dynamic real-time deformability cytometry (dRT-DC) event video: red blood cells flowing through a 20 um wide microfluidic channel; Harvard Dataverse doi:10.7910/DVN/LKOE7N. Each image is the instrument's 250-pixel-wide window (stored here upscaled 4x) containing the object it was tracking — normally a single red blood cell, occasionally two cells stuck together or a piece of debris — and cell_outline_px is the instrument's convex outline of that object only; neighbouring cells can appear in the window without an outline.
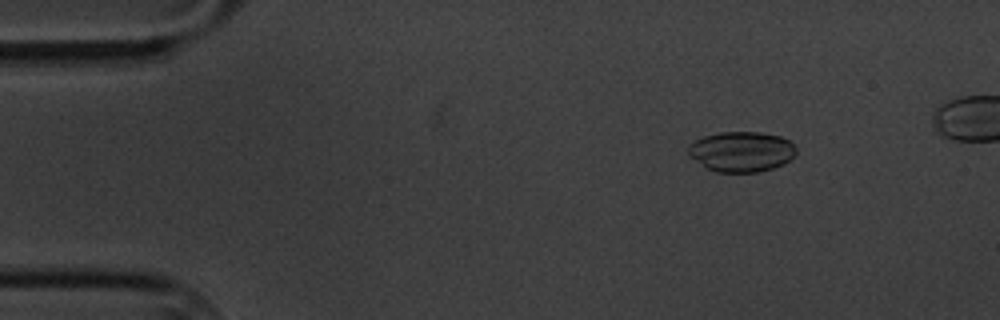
{"species": "common noctule bat (a hibernating species)", "species_latin": "Nyctalus noctula", "temperature_condition": "cold", "stored_images_in_passage": 55, "camera_frame_rate_fps": 3000, "um_per_image_px": 0.085, "animal": {"sex": "male", "body_mass_g": 20.1, "forearm_length_mm": 53.5}, "frame": {"image": 1, "passage_image": 8, "time_ms": 2.333, "image_size_px": [1000, 320], "cell_outline_px": [[796, 152], [784, 164], [760, 172], [716, 172], [708, 168], [692, 156], [688, 152], [688, 144], [704, 136], [720, 132], [760, 132], [780, 136], [788, 140], [796, 148]], "centroid_in_image_um": [63.04, 12.88], "position_along_channel_um": 22.0, "area_um2": 25.03}}
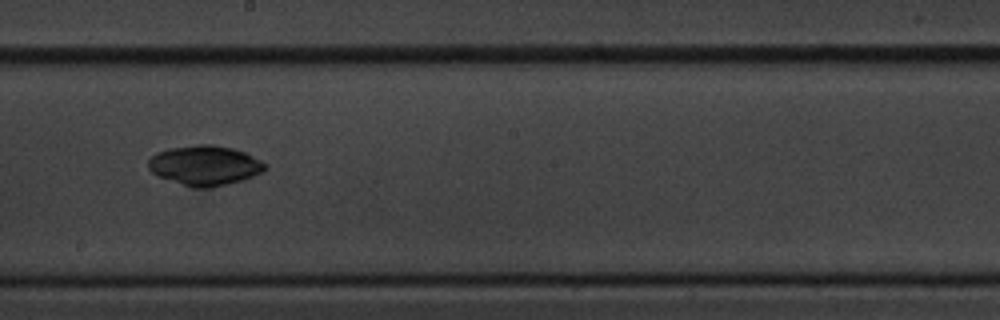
{"frame": {"image": 2, "passage_image": 33, "time_ms": 10.667, "image_size_px": [1000, 320], "cell_outline_px": [[268, 168], [264, 172], [244, 180], [212, 188], [192, 188], [156, 176], [148, 168], [148, 160], [156, 152], [168, 148], [200, 144], [212, 144], [232, 148], [244, 152], [268, 164]], "centroid_in_image_um": [17.42, 14.07], "position_along_channel_um": 230.8, "area_um2": 27.57}}
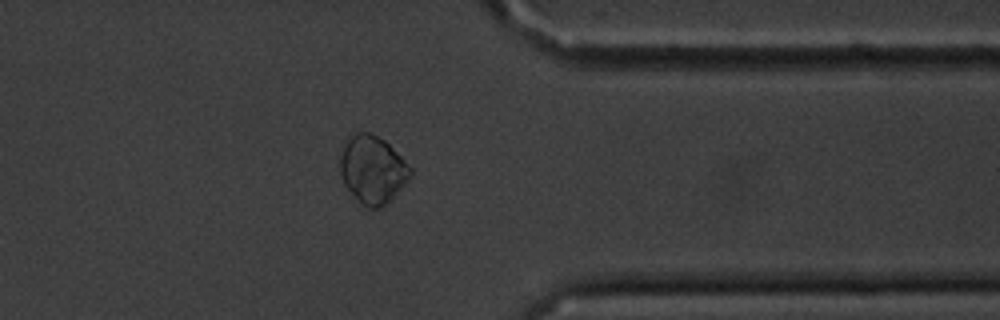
{"frame": {"image": 3, "passage_image": 47, "time_ms": 15.333, "image_size_px": [1000, 320], "cell_outline_px": [[412, 172], [408, 180], [380, 208], [364, 208], [360, 204], [344, 184], [340, 172], [340, 156], [348, 132], [368, 132], [384, 140], [412, 168]], "centroid_in_image_um": [31.61, 14.39], "position_along_channel_um": 379.8, "area_um2": 27.63}}